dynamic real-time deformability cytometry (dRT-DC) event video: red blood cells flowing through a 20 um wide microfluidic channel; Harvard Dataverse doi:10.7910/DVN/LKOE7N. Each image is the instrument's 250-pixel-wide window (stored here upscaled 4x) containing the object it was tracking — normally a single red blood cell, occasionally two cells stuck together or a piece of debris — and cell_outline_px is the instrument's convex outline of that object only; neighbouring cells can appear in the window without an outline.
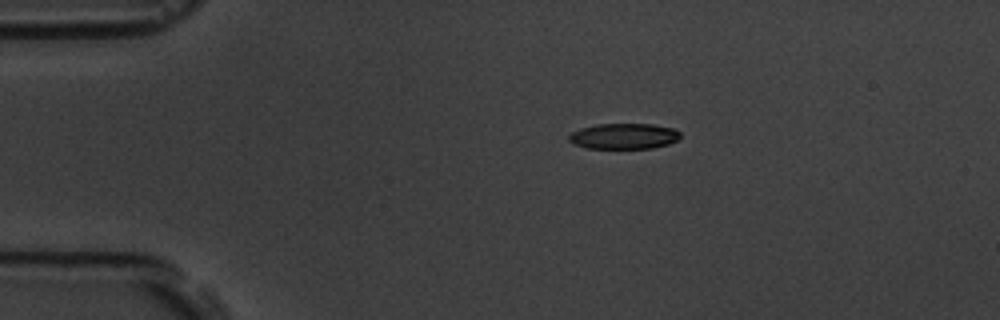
{"species": "common noctule bat (a hibernating species)", "species_latin": "Nyctalus noctula", "temperature_condition": "room temperature", "stored_images_in_passage": 7, "camera_frame_rate_fps": 3000, "um_per_image_px": 0.085, "animal": {"sex": "male", "body_mass_g": 19.5, "forearm_length_mm": 54.6}, "frame": {"image": 1, "passage_image": 1, "time_ms": 0.0, "image_size_px": [1000, 320], "cell_outline_px": [[680, 136], [676, 140], [668, 144], [652, 148], [588, 148], [572, 144], [568, 140], [568, 136], [572, 132], [580, 128], [596, 124], [652, 124], [672, 128], [680, 132]], "centroid_in_image_um": [52.99, 11.57], "position_along_channel_um": 32.0, "area_um2": 16.65}}
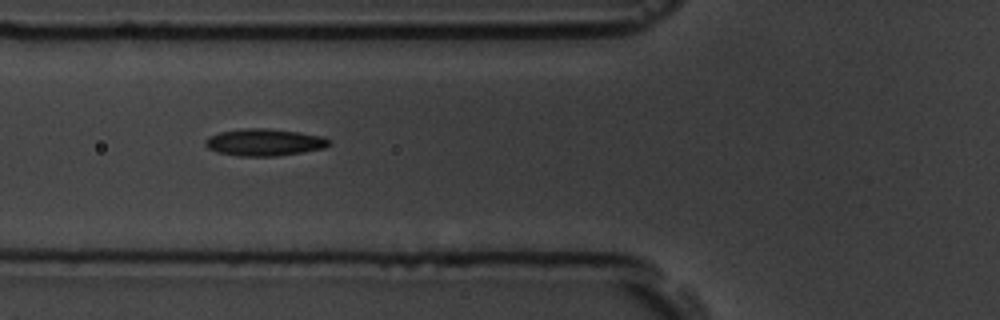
{"frame": {"image": 2, "passage_image": 4, "time_ms": 3.333, "image_size_px": [1000, 320], "cell_outline_px": [[328, 144], [324, 148], [276, 156], [240, 156], [220, 152], [208, 148], [204, 144], [204, 140], [208, 136], [220, 132], [240, 128], [268, 128], [300, 132], [324, 136], [328, 140]], "centroid_in_image_um": [22.43, 12.08], "position_along_channel_um": 103.4, "area_um2": 19.42}}
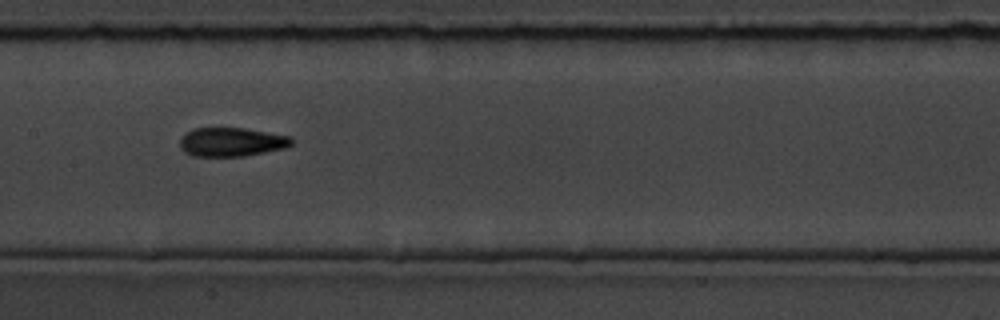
{"frame": {"image": 3, "passage_image": 6, "time_ms": 5.667, "image_size_px": [1000, 320], "cell_outline_px": [[292, 144], [284, 148], [244, 156], [192, 156], [184, 152], [180, 148], [180, 140], [184, 132], [192, 128], [244, 128], [292, 136]], "centroid_in_image_um": [19.64, 12.06], "position_along_channel_um": 187.8, "area_um2": 18.9}}